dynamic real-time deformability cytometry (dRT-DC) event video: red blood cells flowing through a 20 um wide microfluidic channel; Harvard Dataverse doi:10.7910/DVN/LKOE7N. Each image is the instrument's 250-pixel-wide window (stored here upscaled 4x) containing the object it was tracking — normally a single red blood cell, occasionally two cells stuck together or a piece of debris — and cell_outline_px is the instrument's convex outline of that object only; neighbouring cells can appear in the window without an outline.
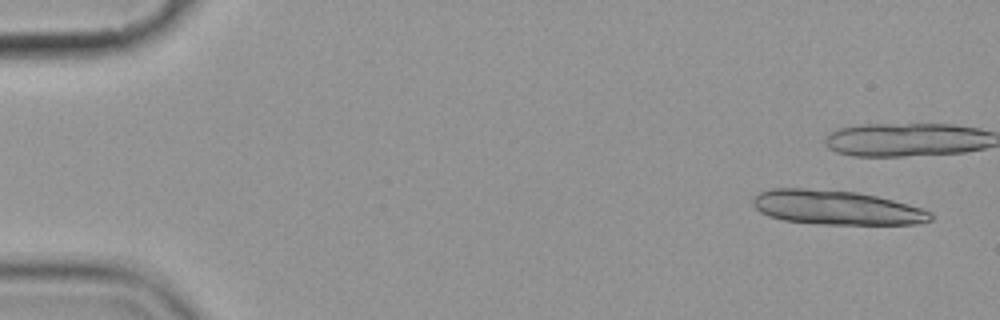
{"species": "common noctule bat (a hibernating species)", "species_latin": "Nyctalus noctula", "temperature_condition": "cold", "stored_images_in_passage": 4, "camera_frame_rate_fps": 3000, "um_per_image_px": 0.085, "animal": {"sex": "female", "body_mass_g": 19.9}, "frame": {"image": 1, "passage_image": 1, "time_ms": 0.0, "image_size_px": [1000, 320], "cell_outline_px": [[932, 220], [916, 224], [824, 224], [784, 220], [768, 216], [760, 212], [752, 204], [752, 200], [760, 192], [772, 188], [804, 188], [856, 192], [876, 196], [892, 200], [920, 208], [932, 212]], "centroid_in_image_um": [71.07, 17.64], "position_along_channel_um": 13.9, "area_um2": 35.26}}